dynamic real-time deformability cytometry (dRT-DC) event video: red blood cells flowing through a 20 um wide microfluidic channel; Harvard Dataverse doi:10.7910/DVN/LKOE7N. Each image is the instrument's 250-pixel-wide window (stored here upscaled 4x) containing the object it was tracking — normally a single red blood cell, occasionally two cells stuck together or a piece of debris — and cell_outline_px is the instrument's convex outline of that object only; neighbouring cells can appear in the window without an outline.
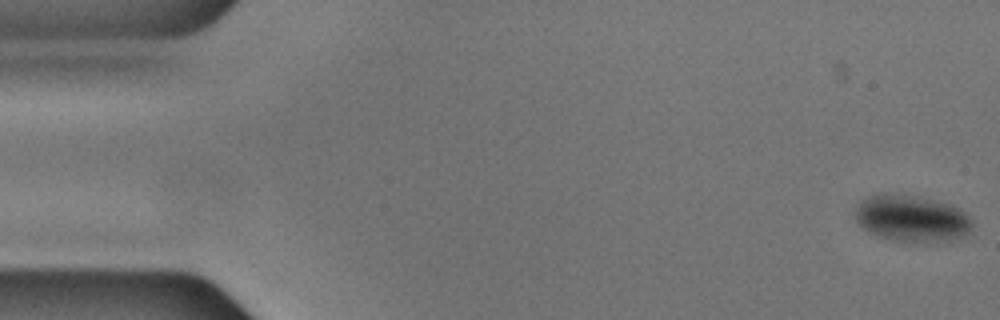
{"species": "common noctule bat (a hibernating species)", "species_latin": "Nyctalus noctula", "temperature_condition": "cold", "stored_images_in_passage": 57, "segment_of_instrument_passage": [1, 2], "camera_frame_rate_fps": 3000, "um_per_image_px": 0.085, "animal": {"sex": "male", "body_mass_g": 17.9, "forearm_length_mm": 54.2}, "frame": {"image": 1, "passage_image": 1, "time_ms": 0.0, "image_size_px": [1000, 320], "cell_outline_px": [[972, 224], [968, 232], [960, 236], [944, 240], [896, 240], [880, 236], [864, 228], [856, 220], [852, 212], [860, 200], [868, 196], [884, 192], [920, 196], [952, 204], [960, 208], [972, 216]], "centroid_in_image_um": [77.46, 18.49], "position_along_channel_um": 7.5, "area_um2": 31.62}}
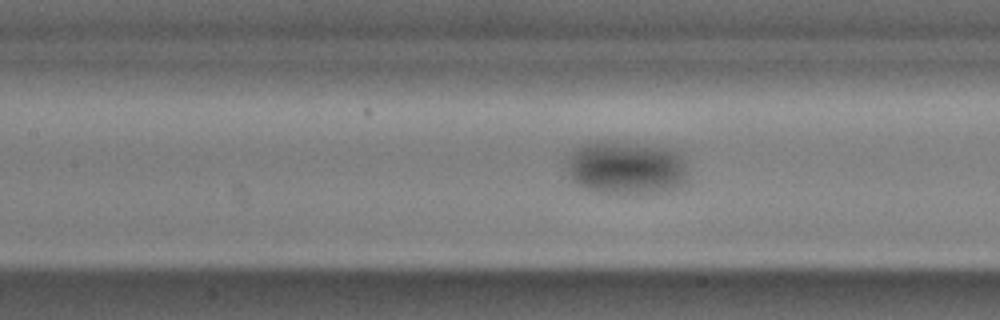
{"frame": {"image": 2, "passage_image": 24, "time_ms": 7.667, "image_size_px": [1000, 320], "cell_outline_px": [[684, 188], [668, 192], [592, 192], [580, 188], [572, 180], [568, 172], [568, 160], [572, 152], [588, 144], [604, 140], [668, 148], [676, 152], [684, 160]], "centroid_in_image_um": [53.23, 14.29], "position_along_channel_um": 154.2, "area_um2": 37.28}}
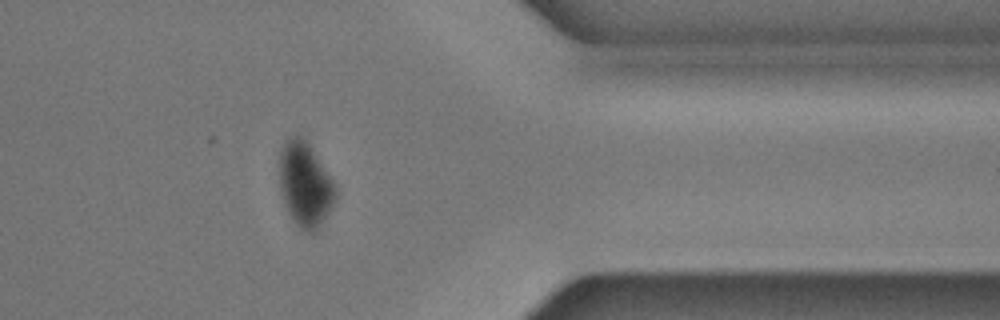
{"frame": {"image": 3, "passage_image": 45, "time_ms": 14.667, "image_size_px": [1000, 320], "cell_outline_px": [[336, 196], [320, 228], [316, 232], [308, 232], [300, 228], [296, 224], [288, 212], [280, 188], [280, 148], [284, 140], [292, 136], [300, 136], [308, 144], [332, 180], [336, 188]], "centroid_in_image_um": [25.92, 15.7], "position_along_channel_um": 385.5, "area_um2": 27.05}}